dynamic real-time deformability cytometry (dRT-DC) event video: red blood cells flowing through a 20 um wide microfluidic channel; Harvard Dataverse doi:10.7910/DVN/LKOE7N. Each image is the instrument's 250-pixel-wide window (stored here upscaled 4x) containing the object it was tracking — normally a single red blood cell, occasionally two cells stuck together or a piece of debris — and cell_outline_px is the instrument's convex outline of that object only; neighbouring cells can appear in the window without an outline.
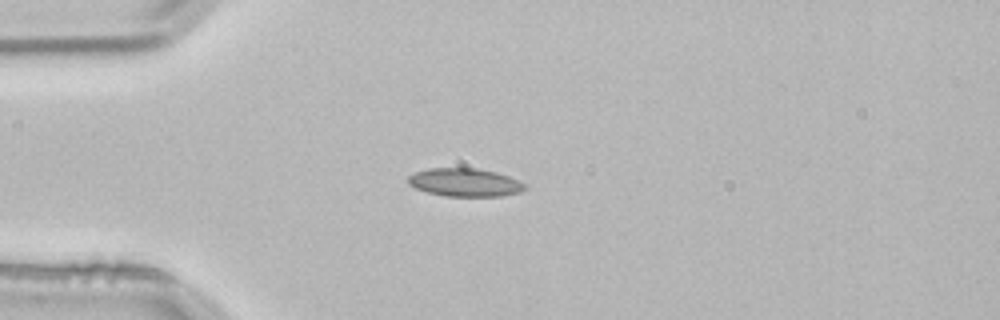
{"species": "common noctule bat (a hibernating species)", "species_latin": "Nyctalus noctula", "temperature_condition": "room temperature", "stored_images_in_passage": 3, "camera_frame_rate_fps": 3000, "um_per_image_px": 0.085, "animal": {"sex": "male", "body_mass_g": 21.5, "forearm_length_mm": 52.0}, "frame": {"image": 1, "passage_image": 3, "time_ms": 0.667, "image_size_px": [1000, 320], "cell_outline_px": [[528, 188], [520, 192], [500, 196], [444, 196], [428, 192], [416, 188], [408, 184], [408, 176], [416, 172], [428, 168], [476, 168], [496, 172], [520, 180], [528, 184]], "centroid_in_image_um": [39.56, 15.5], "position_along_channel_um": 45.4, "area_um2": 19.31}}